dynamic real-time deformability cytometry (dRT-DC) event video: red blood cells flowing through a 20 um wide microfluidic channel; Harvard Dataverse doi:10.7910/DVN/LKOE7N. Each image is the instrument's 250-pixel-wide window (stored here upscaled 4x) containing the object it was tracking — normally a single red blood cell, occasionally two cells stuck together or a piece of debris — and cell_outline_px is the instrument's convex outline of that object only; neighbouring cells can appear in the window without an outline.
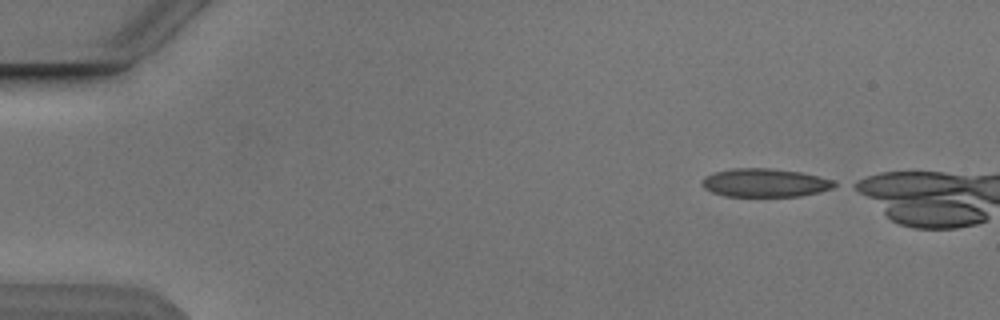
{"species": "Egyptian fruit bat (a non-hibernating species)", "species_latin": "Rousettus aegyptiacus", "temperature_condition": "cold", "stored_images_in_passage": 4, "camera_frame_rate_fps": 3000, "um_per_image_px": 0.085, "animal": {"sex": "male"}, "frame": {"image": 1, "passage_image": 1, "time_ms": 0.0, "image_size_px": [1000, 320], "cell_outline_px": [[840, 184], [832, 188], [820, 192], [800, 196], [724, 196], [712, 192], [704, 188], [700, 184], [700, 180], [704, 176], [716, 172], [732, 168], [772, 168], [800, 172], [832, 180]], "centroid_in_image_um": [64.99, 15.53], "position_along_channel_um": 20.0, "area_um2": 22.02}}